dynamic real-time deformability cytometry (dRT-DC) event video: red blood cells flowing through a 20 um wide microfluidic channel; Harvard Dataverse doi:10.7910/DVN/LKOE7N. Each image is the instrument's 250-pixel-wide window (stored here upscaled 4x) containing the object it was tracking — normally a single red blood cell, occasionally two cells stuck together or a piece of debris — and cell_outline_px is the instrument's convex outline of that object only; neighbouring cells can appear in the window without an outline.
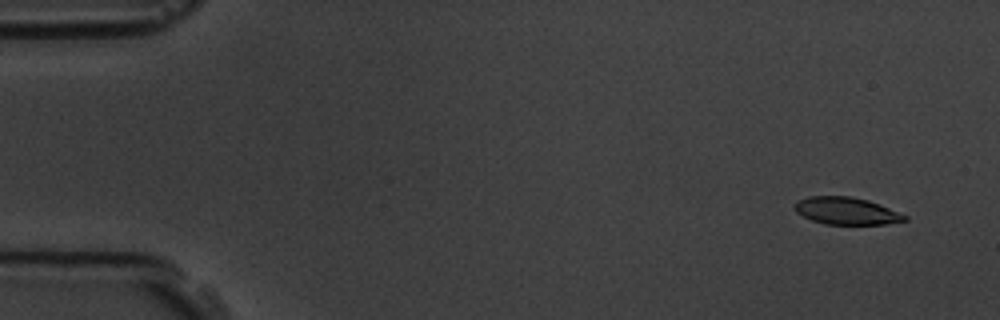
{"species": "common noctule bat (a hibernating species)", "species_latin": "Nyctalus noctula", "temperature_condition": "room temperature", "stored_images_in_passage": 6, "camera_frame_rate_fps": 3000, "um_per_image_px": 0.085, "animal": {"sex": "male", "body_mass_g": 19.5, "forearm_length_mm": 54.6}, "frame": {"image": 1, "passage_image": 1, "time_ms": 0.0, "image_size_px": [1000, 320], "cell_outline_px": [[908, 220], [884, 224], [824, 224], [812, 220], [796, 212], [792, 208], [796, 200], [808, 196], [852, 196], [868, 200], [880, 204], [908, 216]], "centroid_in_image_um": [71.92, 17.91], "position_along_channel_um": 13.1, "area_um2": 17.63}}
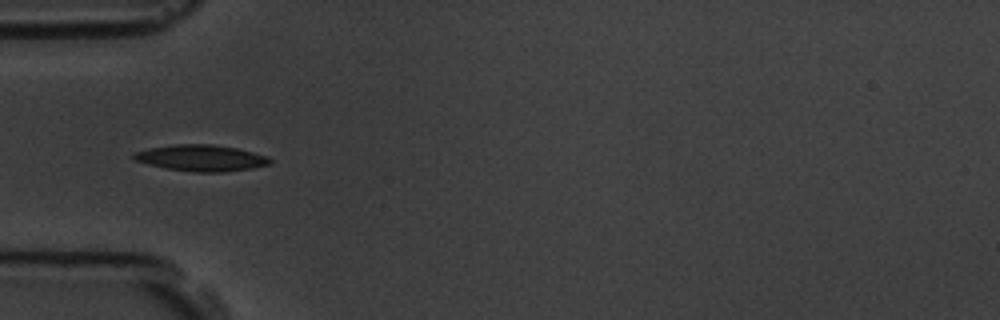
{"frame": {"image": 2, "passage_image": 5, "time_ms": 4.667, "image_size_px": [1000, 320], "cell_outline_px": [[272, 164], [252, 168], [224, 172], [192, 172], [168, 168], [148, 164], [136, 160], [132, 156], [136, 152], [152, 148], [176, 144], [212, 144], [236, 148], [268, 156], [272, 160]], "centroid_in_image_um": [17.17, 13.43], "position_along_channel_um": 67.8, "area_um2": 20.63}}
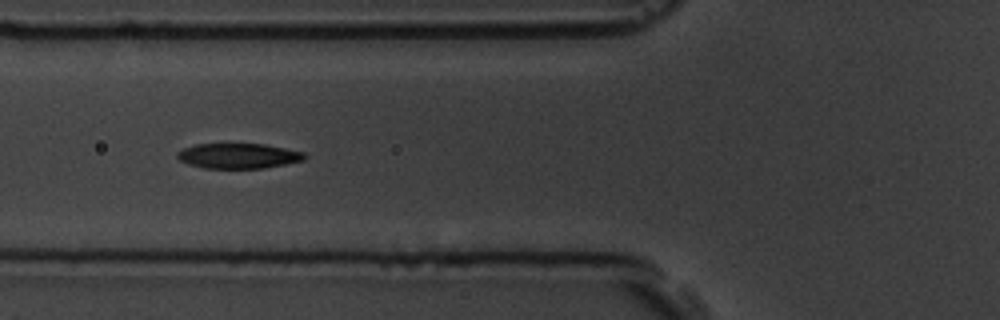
{"frame": {"image": 3, "passage_image": 6, "time_ms": 5.667, "image_size_px": [1000, 320], "cell_outline_px": [[308, 156], [304, 160], [264, 168], [204, 168], [188, 164], [180, 160], [176, 156], [176, 152], [184, 148], [196, 144], [264, 144], [304, 152]], "centroid_in_image_um": [20.26, 13.25], "position_along_channel_um": 105.5, "area_um2": 18.61}}